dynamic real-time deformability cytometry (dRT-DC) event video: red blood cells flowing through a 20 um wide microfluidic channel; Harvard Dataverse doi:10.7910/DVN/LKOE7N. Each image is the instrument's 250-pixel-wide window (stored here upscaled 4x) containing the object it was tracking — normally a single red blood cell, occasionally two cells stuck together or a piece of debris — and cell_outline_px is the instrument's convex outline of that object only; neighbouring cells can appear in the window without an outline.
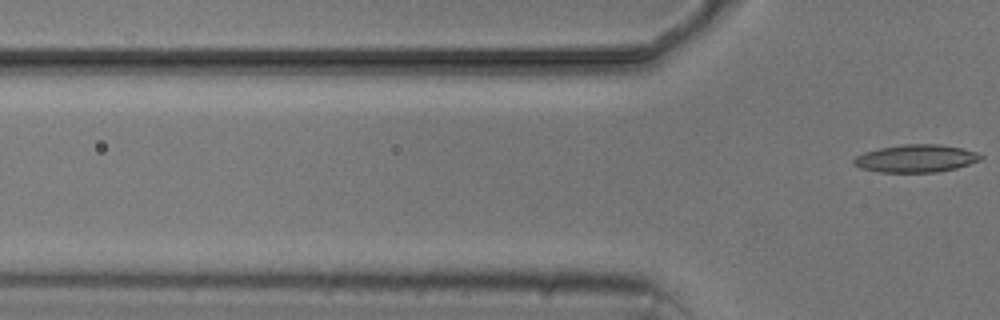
{"species": "common noctule bat (a hibernating species)", "species_latin": "Nyctalus noctula", "temperature_condition": "cold", "stored_images_in_passage": 2, "camera_frame_rate_fps": 3000, "um_per_image_px": 0.085, "animal": {"sex": "male", "body_mass_g": 20.5, "forearm_length_mm": 52.5}, "frame": {"image": 1, "passage_image": 2, "time_ms": 2.0, "image_size_px": [1000, 320], "cell_outline_px": [[984, 156], [980, 160], [956, 168], [936, 172], [880, 172], [860, 168], [852, 164], [852, 160], [856, 156], [864, 152], [880, 148], [904, 144], [940, 144], [960, 148], [976, 152]], "centroid_in_image_um": [77.82, 13.47], "position_along_channel_um": 48.0, "area_um2": 20.4}}